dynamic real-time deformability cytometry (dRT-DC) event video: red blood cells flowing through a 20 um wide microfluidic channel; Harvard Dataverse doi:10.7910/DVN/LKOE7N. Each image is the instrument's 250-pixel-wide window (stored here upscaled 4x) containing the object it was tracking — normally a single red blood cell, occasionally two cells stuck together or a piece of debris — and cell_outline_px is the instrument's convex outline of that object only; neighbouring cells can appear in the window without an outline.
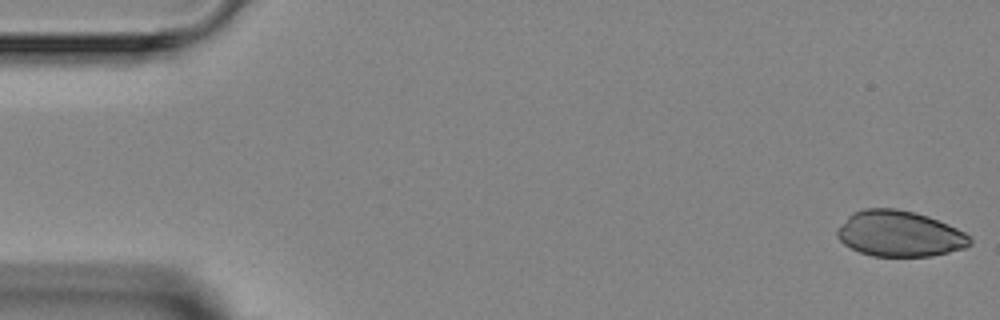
{"species": "Egyptian fruit bat (a non-hibernating species)", "species_latin": "Rousettus aegyptiacus", "temperature_condition": "room temperature", "stored_images_in_passage": 4, "camera_frame_rate_fps": 3000, "um_per_image_px": 0.085, "animal": {"sex": "female"}, "frame": {"image": 1, "passage_image": 1, "time_ms": 0.0, "image_size_px": [1000, 320], "cell_outline_px": [[972, 244], [964, 248], [932, 256], [872, 256], [860, 252], [844, 244], [836, 236], [836, 228], [852, 212], [864, 208], [896, 208], [928, 216], [948, 224], [972, 236]], "centroid_in_image_um": [76.45, 19.86], "position_along_channel_um": 8.6, "area_um2": 35.6}}